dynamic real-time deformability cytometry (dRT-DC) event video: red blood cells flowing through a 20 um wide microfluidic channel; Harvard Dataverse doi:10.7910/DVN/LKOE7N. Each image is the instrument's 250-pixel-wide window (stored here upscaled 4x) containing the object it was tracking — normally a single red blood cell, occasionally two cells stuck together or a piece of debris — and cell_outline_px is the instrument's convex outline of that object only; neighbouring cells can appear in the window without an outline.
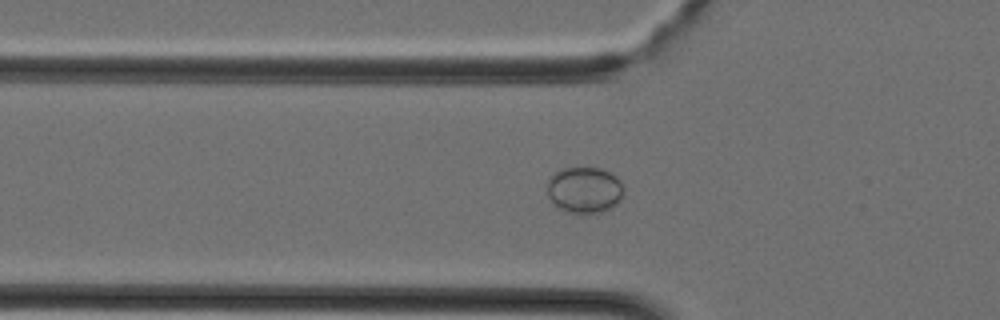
{"species": "Egyptian fruit bat (a non-hibernating species)", "species_latin": "Rousettus aegyptiacus", "temperature_condition": "cold", "stored_images_in_passage": 29, "segment_of_instrument_passage": [1, 2], "camera_frame_rate_fps": 3000, "um_per_image_px": 0.085, "animal": {"sex": "female"}, "frame": {"image": 1, "passage_image": 2, "time_ms": 0.333, "image_size_px": [1000, 320], "cell_outline_px": [[620, 200], [612, 208], [588, 216], [568, 212], [560, 208], [548, 196], [548, 176], [560, 168], [600, 168], [616, 176], [620, 180]], "centroid_in_image_um": [49.64, 16.16], "position_along_channel_um": 76.2, "area_um2": 20.63}}
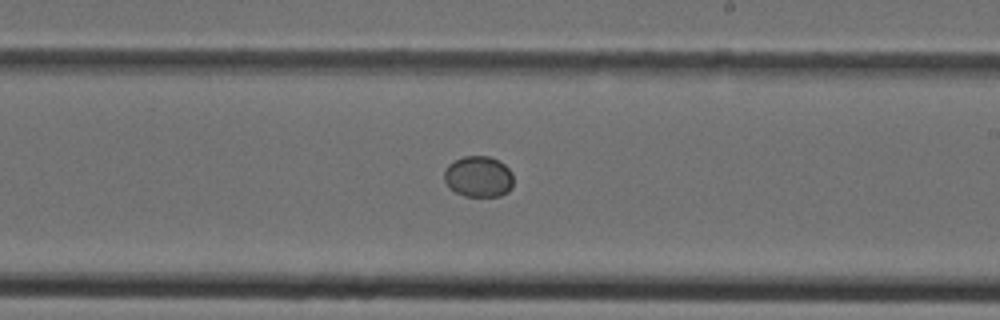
{"frame": {"image": 2, "passage_image": 12, "time_ms": 3.667, "image_size_px": [1000, 320], "cell_outline_px": [[512, 188], [508, 192], [500, 196], [464, 196], [448, 188], [444, 180], [444, 172], [448, 164], [464, 156], [488, 156], [500, 160], [512, 172]], "centroid_in_image_um": [40.67, 15.01], "position_along_channel_um": 248.3, "area_um2": 16.7}}
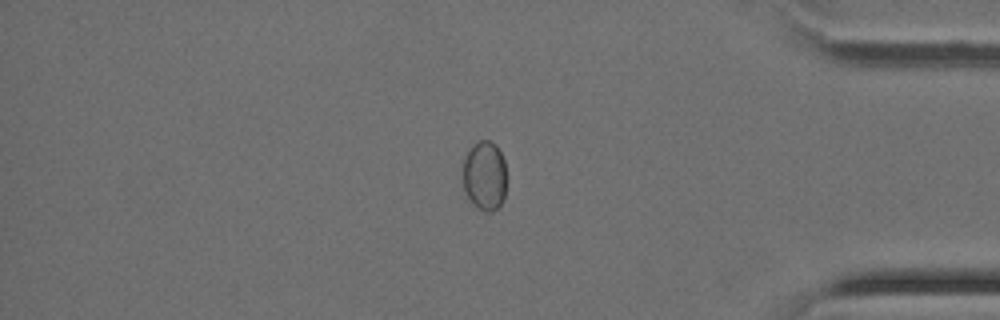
{"frame": {"image": 3, "passage_image": 22, "time_ms": 7.0, "image_size_px": [1000, 320], "cell_outline_px": [[504, 200], [492, 212], [484, 212], [476, 208], [468, 196], [464, 188], [464, 156], [472, 144], [480, 140], [488, 140], [496, 144], [504, 160]], "centroid_in_image_um": [41.18, 14.92], "position_along_channel_um": 394.0, "area_um2": 17.51}}